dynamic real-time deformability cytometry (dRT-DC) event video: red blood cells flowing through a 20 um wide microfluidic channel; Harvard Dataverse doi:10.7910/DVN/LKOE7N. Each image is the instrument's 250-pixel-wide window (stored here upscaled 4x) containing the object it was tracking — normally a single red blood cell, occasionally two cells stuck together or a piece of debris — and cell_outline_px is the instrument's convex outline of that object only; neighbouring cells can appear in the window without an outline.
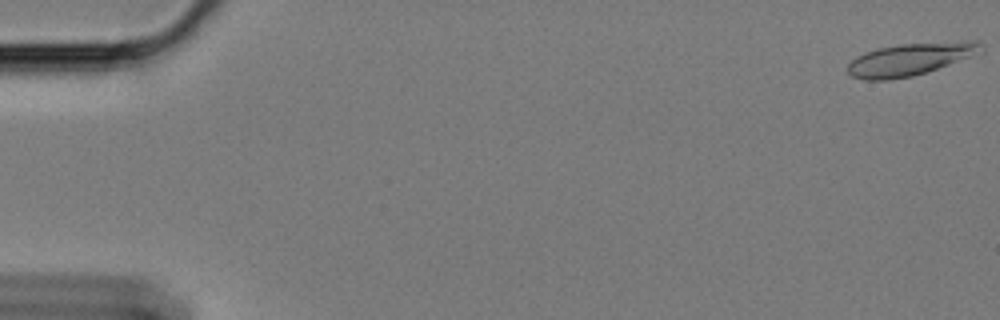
{"species": "Egyptian fruit bat (a non-hibernating species)", "species_latin": "Rousettus aegyptiacus", "temperature_condition": "cold", "stored_images_in_passage": 10, "camera_frame_rate_fps": 3000, "um_per_image_px": 0.085, "animal": {"sex": "female"}, "frame": {"image": 1, "passage_image": 1, "time_ms": 0.0, "image_size_px": [1000, 320], "cell_outline_px": [[984, 52], [912, 76], [888, 80], [864, 80], [852, 76], [848, 72], [848, 64], [856, 56], [864, 52], [876, 48], [900, 44], [964, 40], [980, 40]], "centroid_in_image_um": [77.39, 5.01], "position_along_channel_um": 7.6, "area_um2": 25.32}}